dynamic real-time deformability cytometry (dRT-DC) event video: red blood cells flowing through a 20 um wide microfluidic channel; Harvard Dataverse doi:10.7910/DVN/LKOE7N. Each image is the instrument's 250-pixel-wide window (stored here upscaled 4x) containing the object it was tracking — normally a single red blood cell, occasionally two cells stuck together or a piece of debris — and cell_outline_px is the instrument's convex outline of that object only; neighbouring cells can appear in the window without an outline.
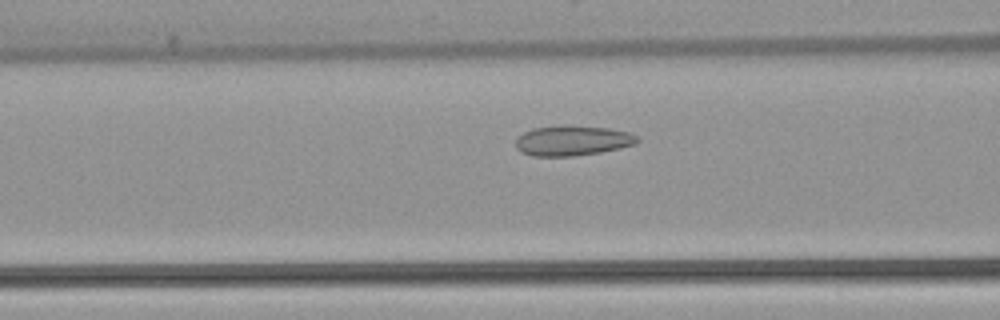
{"species": "common noctule bat (a hibernating species)", "species_latin": "Nyctalus noctula", "temperature_condition": "warm", "stored_images_in_passage": 49, "camera_frame_rate_fps": 3000, "um_per_image_px": 0.085, "animal": {"sex": "female", "body_mass_g": 22.7, "forearm_length_mm": 54.2}, "frame": {"image": 1, "passage_image": 17, "time_ms": 5.333, "image_size_px": [1000, 320], "cell_outline_px": [[640, 140], [636, 144], [620, 148], [600, 152], [572, 156], [532, 156], [520, 152], [516, 148], [516, 140], [524, 132], [532, 128], [564, 124], [608, 128], [628, 132], [636, 136]], "centroid_in_image_um": [48.64, 11.94], "position_along_channel_um": 118.0, "area_um2": 21.5}}
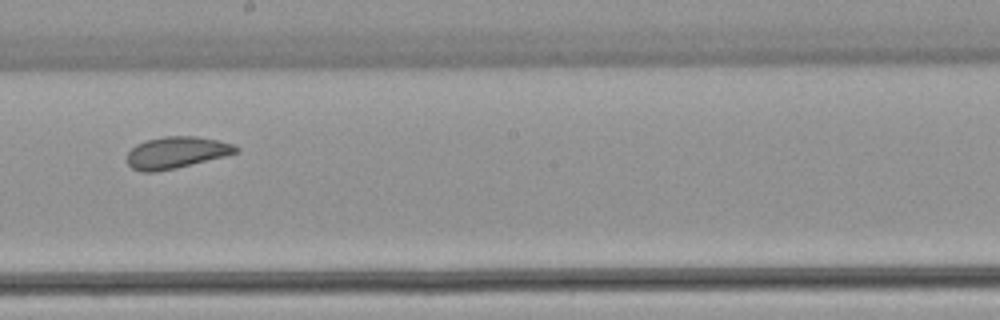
{"frame": {"image": 2, "passage_image": 26, "time_ms": 8.333, "image_size_px": [1000, 320], "cell_outline_px": [[240, 152], [176, 168], [156, 172], [140, 172], [132, 168], [128, 164], [128, 152], [136, 144], [144, 140], [164, 136], [196, 136], [216, 140], [232, 144], [240, 148]], "centroid_in_image_um": [14.97, 12.96], "position_along_channel_um": 233.2, "area_um2": 20.11}}
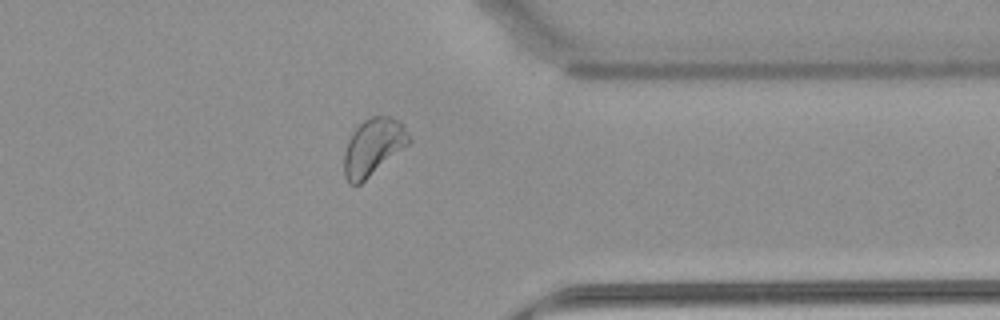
{"frame": {"image": 3, "passage_image": 38, "time_ms": 12.333, "image_size_px": [1000, 320], "cell_outline_px": [[412, 140], [408, 144], [360, 184], [348, 184], [344, 176], [344, 152], [348, 140], [352, 132], [364, 120], [372, 116], [388, 116], [400, 120], [412, 136]], "centroid_in_image_um": [31.73, 12.47], "position_along_channel_um": 379.7, "area_um2": 21.5}}